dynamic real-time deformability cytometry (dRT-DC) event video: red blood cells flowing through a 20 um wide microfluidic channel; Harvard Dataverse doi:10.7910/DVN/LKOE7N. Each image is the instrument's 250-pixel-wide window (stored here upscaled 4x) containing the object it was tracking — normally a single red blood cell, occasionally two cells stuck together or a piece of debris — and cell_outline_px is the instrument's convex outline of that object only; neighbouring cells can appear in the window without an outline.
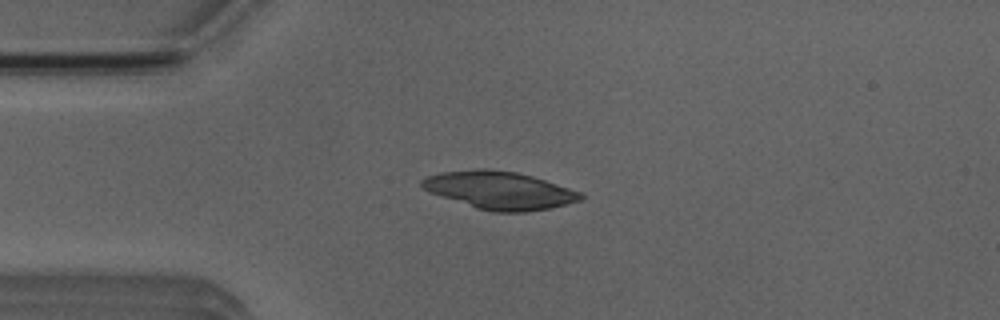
{"species": "Egyptian fruit bat (a non-hibernating species)", "species_latin": "Rousettus aegyptiacus", "temperature_condition": "room temperature", "stored_images_in_passage": 40, "camera_frame_rate_fps": 3000, "um_per_image_px": 0.085, "animal": {"sex": "male"}, "frame": {"image": 1, "passage_image": 11, "time_ms": 3.333, "image_size_px": [1000, 320], "cell_outline_px": [[584, 196], [580, 200], [552, 208], [528, 212], [492, 212], [476, 208], [428, 192], [420, 184], [420, 180], [428, 176], [440, 172], [480, 168], [488, 168], [516, 172], [532, 176], [584, 192]], "centroid_in_image_um": [42.47, 16.17], "position_along_channel_um": 42.5, "area_um2": 35.2}}